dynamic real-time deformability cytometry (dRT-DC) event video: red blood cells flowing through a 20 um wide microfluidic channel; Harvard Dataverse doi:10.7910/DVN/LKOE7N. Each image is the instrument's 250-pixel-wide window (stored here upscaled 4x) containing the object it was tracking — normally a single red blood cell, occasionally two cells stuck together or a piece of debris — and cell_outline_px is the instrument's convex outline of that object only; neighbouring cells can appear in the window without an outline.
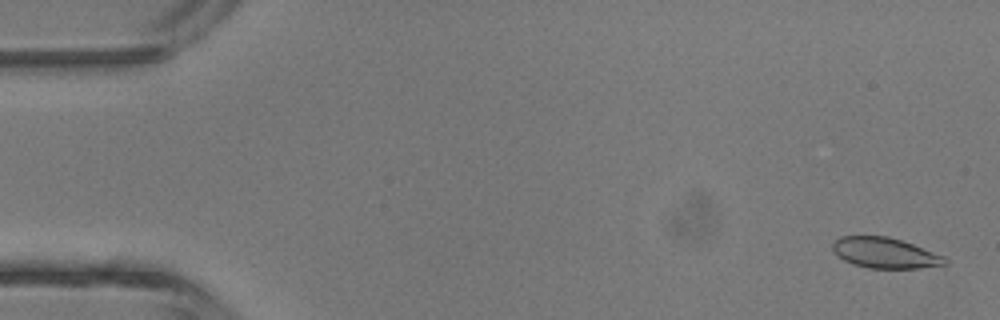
{"species": "common noctule bat (a hibernating species)", "species_latin": "Nyctalus noctula", "temperature_condition": "room temperature", "stored_images_in_passage": 3, "camera_frame_rate_fps": 3000, "um_per_image_px": 0.085, "animal": {"sex": "male", "body_mass_g": 13.3}, "frame": {"image": 1, "passage_image": 1, "time_ms": 0.0, "image_size_px": [1000, 320], "cell_outline_px": [[948, 264], [920, 268], [868, 268], [852, 264], [836, 256], [832, 248], [832, 244], [840, 236], [888, 236], [912, 244], [944, 256], [948, 260]], "centroid_in_image_um": [75.2, 21.5], "position_along_channel_um": 9.8, "area_um2": 20.0}}